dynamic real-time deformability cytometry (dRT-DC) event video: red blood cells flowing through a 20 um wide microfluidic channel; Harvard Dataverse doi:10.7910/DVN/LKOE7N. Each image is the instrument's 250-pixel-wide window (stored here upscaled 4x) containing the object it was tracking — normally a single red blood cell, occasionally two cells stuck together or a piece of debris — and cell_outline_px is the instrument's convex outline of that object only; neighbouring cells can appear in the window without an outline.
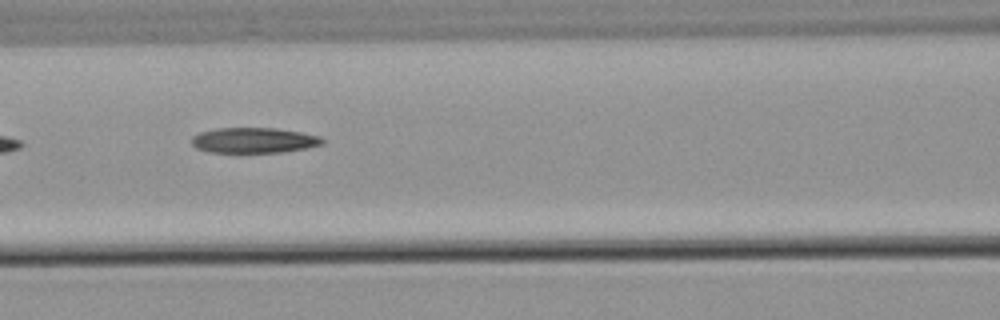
{"species": "common noctule bat (a hibernating species)", "species_latin": "Nyctalus noctula", "temperature_condition": "warm", "stored_images_in_passage": 6, "camera_frame_rate_fps": 3000, "um_per_image_px": 0.085, "animal": {"sex": "male", "body_mass_g": 21.5, "forearm_length_mm": 52.0}, "frame": {"image": 1, "passage_image": 6, "time_ms": 6.0, "image_size_px": [1000, 320], "cell_outline_px": [[324, 144], [308, 148], [284, 152], [208, 152], [196, 148], [192, 144], [192, 136], [200, 132], [216, 128], [276, 128], [300, 132], [320, 136], [324, 140]], "centroid_in_image_um": [21.59, 11.92], "position_along_channel_um": 145.0, "area_um2": 19.42}}